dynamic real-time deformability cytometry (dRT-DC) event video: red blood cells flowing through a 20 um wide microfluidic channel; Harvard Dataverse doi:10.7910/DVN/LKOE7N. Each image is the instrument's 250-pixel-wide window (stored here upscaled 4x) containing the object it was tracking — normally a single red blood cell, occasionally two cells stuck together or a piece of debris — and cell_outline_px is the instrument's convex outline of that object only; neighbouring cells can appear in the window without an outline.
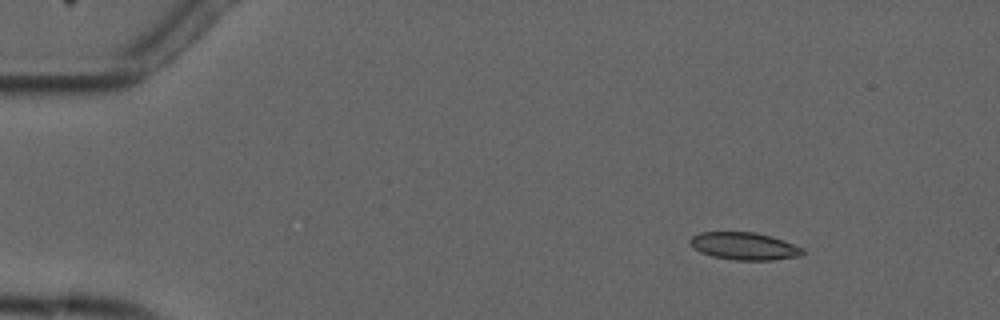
{"species": "common noctule bat (a hibernating species)", "species_latin": "Nyctalus noctula", "temperature_condition": "cold", "stored_images_in_passage": 9, "camera_frame_rate_fps": 3000, "um_per_image_px": 0.085, "animal": {"sex": "male", "forearm_length_mm": 52.5}, "frame": {"image": 1, "passage_image": 3, "time_ms": 2.0, "image_size_px": [1000, 320], "cell_outline_px": [[804, 256], [772, 260], [736, 260], [712, 256], [700, 252], [688, 244], [688, 240], [692, 236], [700, 232], [756, 232], [772, 236], [784, 240], [804, 248]], "centroid_in_image_um": [63.28, 20.92], "position_along_channel_um": 21.7, "area_um2": 18.32}}
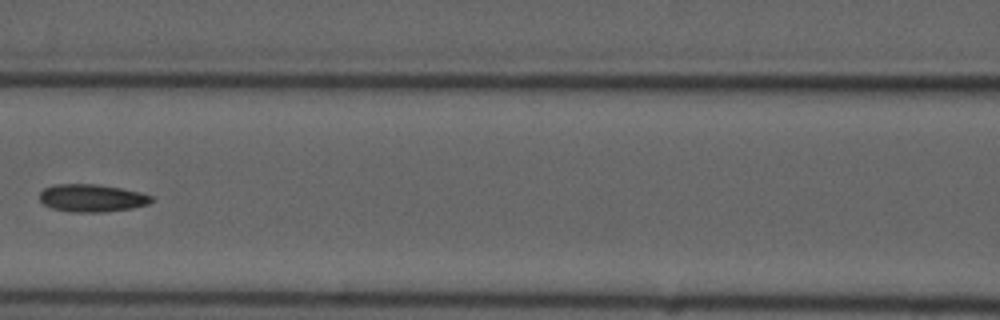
{"frame": {"image": 2, "passage_image": 8, "time_ms": 8.0, "image_size_px": [1000, 320], "cell_outline_px": [[152, 200], [148, 204], [132, 208], [104, 212], [68, 212], [52, 208], [44, 204], [40, 200], [40, 192], [44, 188], [56, 184], [96, 184], [120, 188], [140, 192], [152, 196]], "centroid_in_image_um": [7.79, 16.84], "position_along_channel_um": 158.8, "area_um2": 17.98}}
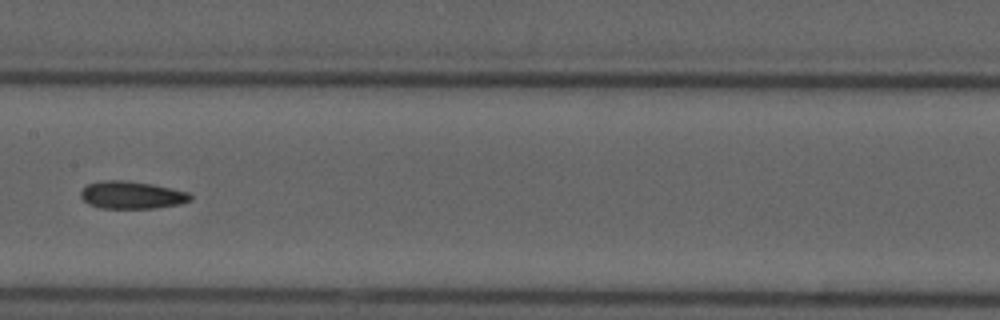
{"frame": {"image": 3, "passage_image": 9, "time_ms": 9.0, "image_size_px": [1000, 320], "cell_outline_px": [[192, 200], [180, 204], [156, 208], [100, 208], [88, 204], [80, 196], [80, 192], [88, 184], [100, 180], [128, 180], [152, 184], [172, 188], [188, 192], [192, 196]], "centroid_in_image_um": [11.2, 16.57], "position_along_channel_um": 196.2, "area_um2": 17.74}}